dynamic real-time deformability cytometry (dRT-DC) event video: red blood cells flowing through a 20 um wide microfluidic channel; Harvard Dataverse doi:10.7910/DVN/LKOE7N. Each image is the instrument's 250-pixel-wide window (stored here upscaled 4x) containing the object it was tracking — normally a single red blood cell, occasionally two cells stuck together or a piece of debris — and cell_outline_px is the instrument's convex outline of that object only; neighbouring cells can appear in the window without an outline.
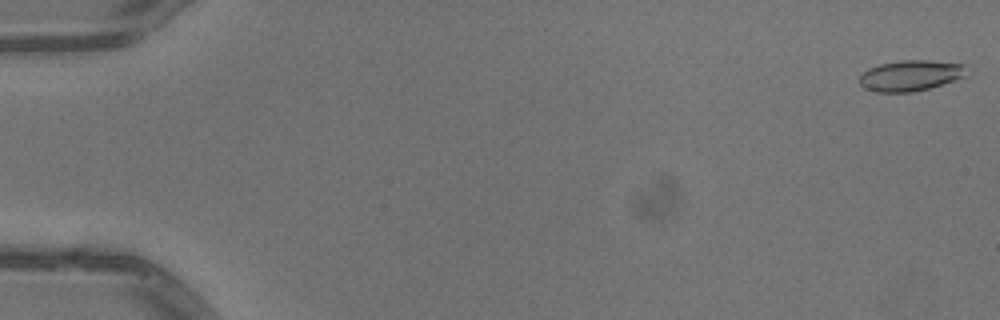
{"species": "common noctule bat (a hibernating species)", "species_latin": "Nyctalus noctula", "temperature_condition": "warm", "stored_images_in_passage": 30, "camera_frame_rate_fps": 3000, "um_per_image_px": 0.085, "animal": {"sex": "male", "body_mass_g": 13.3}, "frame": {"image": 1, "passage_image": 1, "time_ms": 0.0, "image_size_px": [1000, 320], "cell_outline_px": [[964, 76], [928, 88], [912, 92], [876, 92], [864, 88], [860, 84], [860, 76], [868, 68], [880, 64], [900, 60], [928, 60], [964, 64]], "centroid_in_image_um": [77.32, 6.42], "position_along_channel_um": 7.7, "area_um2": 18.84}}
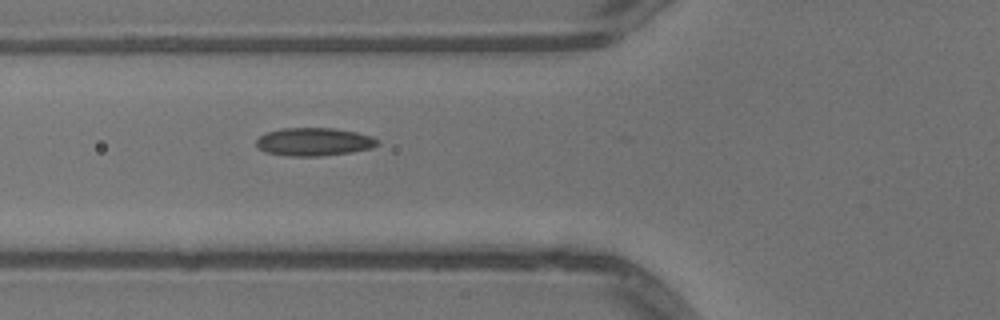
{"frame": {"image": 2, "passage_image": 20, "time_ms": 6.333, "image_size_px": [1000, 320], "cell_outline_px": [[380, 144], [372, 148], [352, 152], [320, 156], [288, 156], [264, 152], [256, 144], [256, 140], [260, 136], [268, 132], [284, 128], [332, 128], [356, 132], [372, 136], [380, 140]], "centroid_in_image_um": [26.73, 12.06], "position_along_channel_um": 99.1, "area_um2": 19.88}}
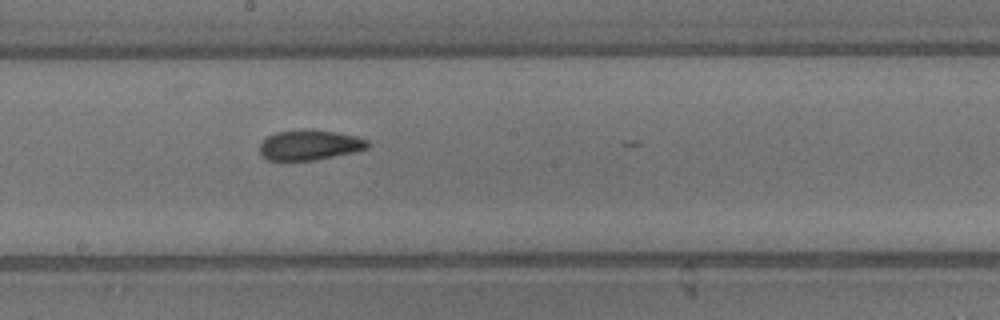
{"frame": {"image": 3, "passage_image": 29, "time_ms": 9.333, "image_size_px": [1000, 320], "cell_outline_px": [[368, 148], [352, 152], [316, 160], [268, 160], [260, 152], [260, 144], [268, 136], [276, 132], [312, 128], [356, 136], [368, 140]], "centroid_in_image_um": [26.32, 12.31], "position_along_channel_um": 221.9, "area_um2": 18.84}}